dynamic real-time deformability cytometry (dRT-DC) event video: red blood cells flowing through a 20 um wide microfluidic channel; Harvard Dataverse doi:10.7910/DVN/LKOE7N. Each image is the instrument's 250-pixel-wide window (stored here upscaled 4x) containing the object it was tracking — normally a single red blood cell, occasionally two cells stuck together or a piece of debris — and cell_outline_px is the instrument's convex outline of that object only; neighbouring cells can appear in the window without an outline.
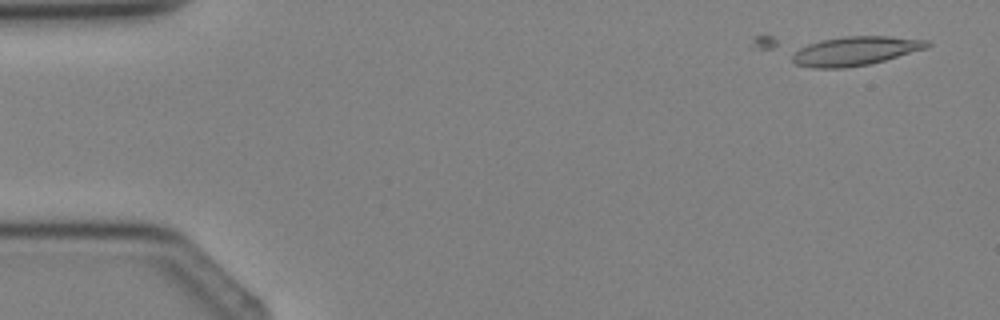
{"species": "Egyptian fruit bat (a non-hibernating species)", "species_latin": "Rousettus aegyptiacus", "temperature_condition": "cold", "stored_images_in_passage": 2, "camera_frame_rate_fps": 3000, "um_per_image_px": 0.085, "animal": {"sex": "female"}, "frame": {"image": 1, "passage_image": 2, "time_ms": 1.0, "image_size_px": [1000, 320], "cell_outline_px": [[932, 44], [928, 48], [884, 60], [868, 64], [844, 68], [812, 68], [796, 64], [792, 60], [792, 52], [808, 44], [820, 40], [844, 36], [888, 36], [928, 40]], "centroid_in_image_um": [72.69, 4.33], "position_along_channel_um": 12.3, "area_um2": 22.83}}